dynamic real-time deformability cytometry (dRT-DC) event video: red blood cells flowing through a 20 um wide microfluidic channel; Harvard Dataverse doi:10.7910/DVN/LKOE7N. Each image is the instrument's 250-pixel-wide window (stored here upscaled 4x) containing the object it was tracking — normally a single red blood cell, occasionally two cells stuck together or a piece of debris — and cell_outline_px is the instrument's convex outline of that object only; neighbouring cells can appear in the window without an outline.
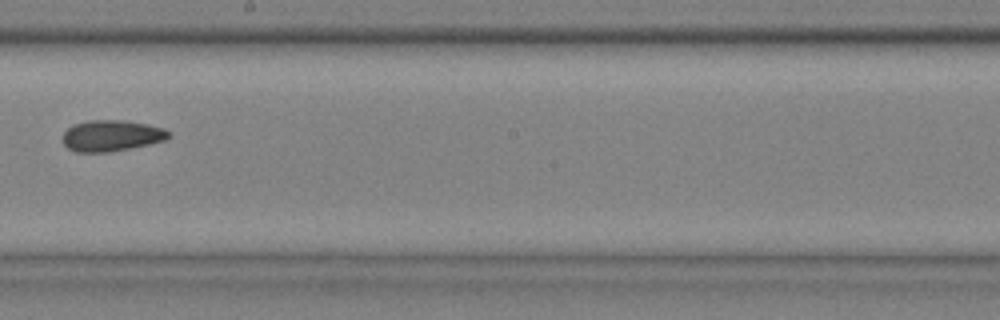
{"species": "common noctule bat (a hibernating species)", "species_latin": "Nyctalus noctula", "temperature_condition": "cold", "stored_images_in_passage": 10, "camera_frame_rate_fps": 3000, "um_per_image_px": 0.085, "animal": {"sex": "male", "body_mass_g": 20.4}, "frame": {"image": 1, "passage_image": 9, "time_ms": 2.667, "image_size_px": [1000, 320], "cell_outline_px": [[172, 136], [164, 140], [148, 144], [108, 152], [76, 152], [68, 148], [64, 144], [64, 132], [68, 128], [76, 124], [88, 120], [124, 120], [148, 124], [164, 128], [172, 132]], "centroid_in_image_um": [9.52, 11.52], "position_along_channel_um": 238.7, "area_um2": 19.13}}
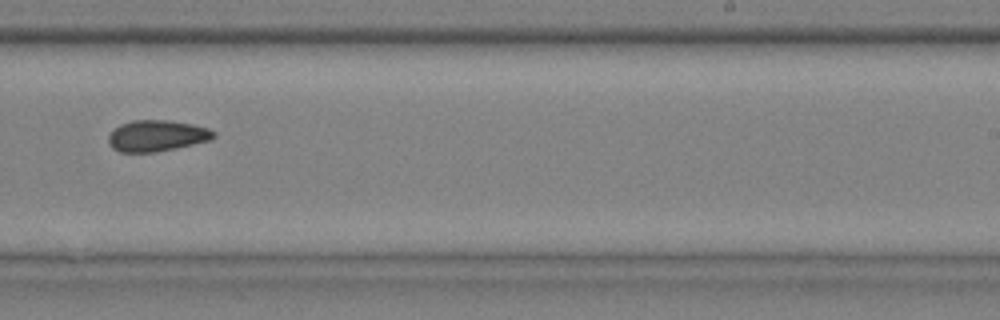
{"frame": {"image": 2, "passage_image": 10, "time_ms": 3.0, "image_size_px": [1000, 320], "cell_outline_px": [[216, 136], [212, 140], [176, 148], [156, 152], [120, 152], [112, 148], [108, 144], [108, 136], [120, 124], [132, 120], [168, 120], [192, 124], [208, 128], [216, 132]], "centroid_in_image_um": [13.35, 11.54], "position_along_channel_um": 275.7, "area_um2": 19.25}}